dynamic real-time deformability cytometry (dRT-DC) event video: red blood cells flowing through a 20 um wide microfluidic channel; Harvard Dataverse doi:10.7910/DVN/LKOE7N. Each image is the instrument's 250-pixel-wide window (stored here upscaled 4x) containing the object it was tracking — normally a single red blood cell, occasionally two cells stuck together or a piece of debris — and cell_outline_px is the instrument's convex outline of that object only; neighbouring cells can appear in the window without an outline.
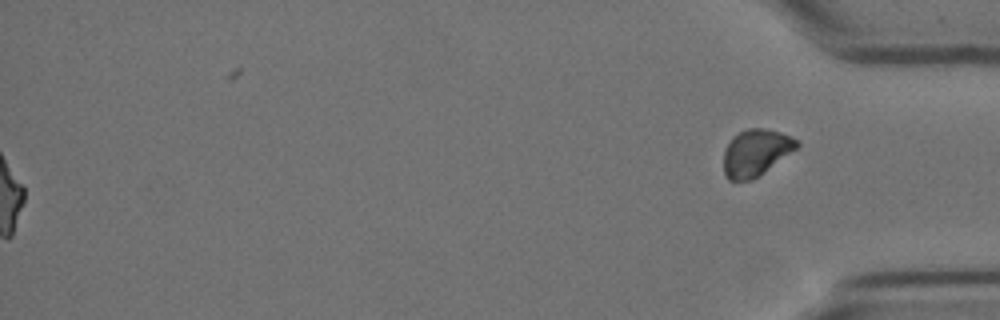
{"species": "Egyptian fruit bat (a non-hibernating species)", "species_latin": "Rousettus aegyptiacus", "temperature_condition": "cold", "stored_images_in_passage": 58, "segment_of_instrument_passage": [2, 2], "camera_frame_rate_fps": 3000, "um_per_image_px": 0.085, "animal": {"sex": "female"}, "frame": {"image": 1, "passage_image": 58, "time_ms": 19.0, "image_size_px": [1000, 320], "cell_outline_px": [[800, 144], [796, 148], [760, 176], [752, 180], [728, 180], [724, 176], [724, 152], [728, 144], [740, 132], [748, 128], [764, 128], [780, 132], [792, 136]], "centroid_in_image_um": [64.25, 12.99], "position_along_channel_um": 371.0, "area_um2": 19.71}}